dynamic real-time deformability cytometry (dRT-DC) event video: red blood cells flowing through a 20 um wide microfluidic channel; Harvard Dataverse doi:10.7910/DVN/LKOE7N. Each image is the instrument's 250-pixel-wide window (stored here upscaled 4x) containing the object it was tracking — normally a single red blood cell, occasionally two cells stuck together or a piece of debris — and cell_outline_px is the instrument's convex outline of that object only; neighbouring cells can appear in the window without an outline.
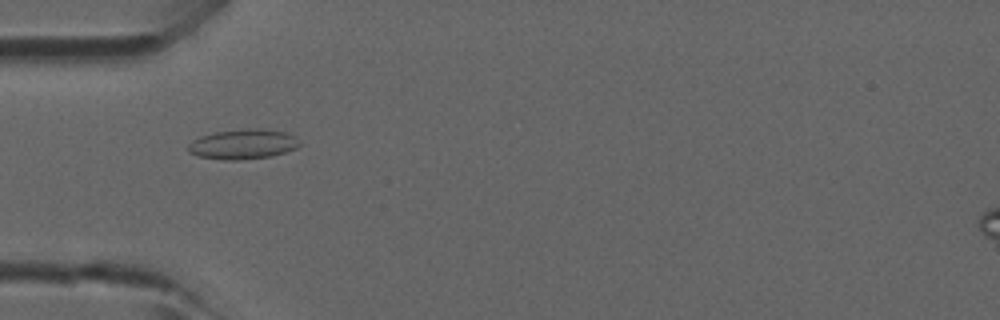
{"species": "common noctule bat (a hibernating species)", "species_latin": "Nyctalus noctula", "temperature_condition": "room temperature", "stored_images_in_passage": 27, "camera_frame_rate_fps": 3000, "um_per_image_px": 0.085, "animal": {"sex": "male", "forearm_length_mm": 52.5}, "frame": {"image": 1, "passage_image": 15, "time_ms": 4.667, "image_size_px": [1000, 320], "cell_outline_px": [[300, 144], [296, 148], [284, 152], [268, 156], [236, 160], [224, 160], [200, 156], [188, 152], [188, 144], [192, 140], [200, 136], [216, 132], [248, 128], [260, 128], [284, 132], [296, 136]], "centroid_in_image_um": [20.64, 12.24], "position_along_channel_um": 64.4, "area_um2": 19.25}}
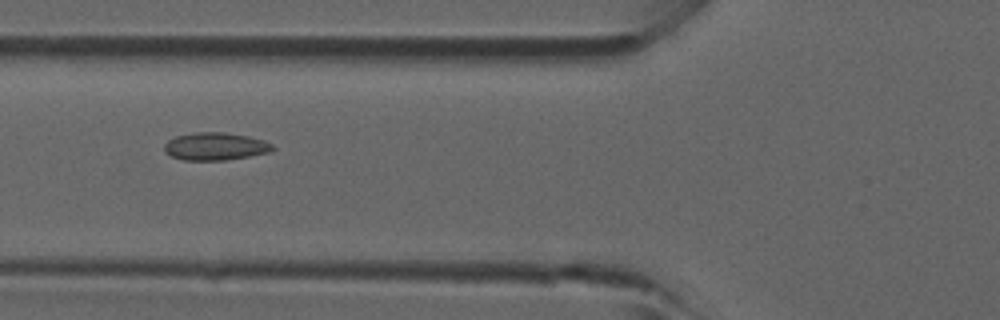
{"frame": {"image": 2, "passage_image": 18, "time_ms": 5.667, "image_size_px": [1000, 320], "cell_outline_px": [[276, 148], [272, 152], [224, 160], [184, 160], [172, 156], [164, 152], [164, 144], [168, 140], [176, 136], [192, 132], [224, 132], [248, 136], [264, 140], [272, 144]], "centroid_in_image_um": [18.31, 12.43], "position_along_channel_um": 107.5, "area_um2": 17.57}}
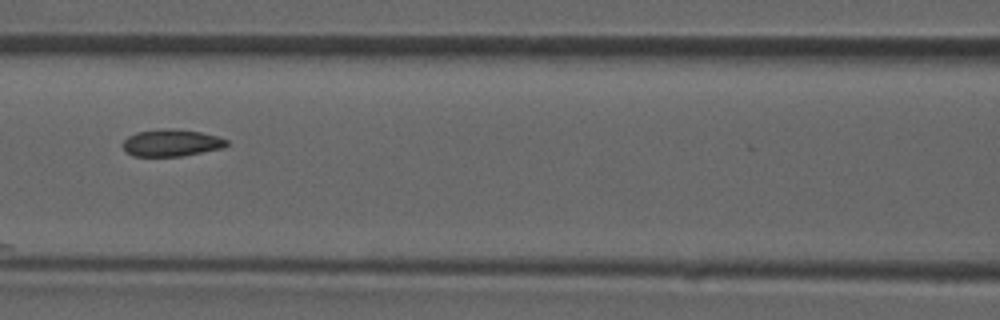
{"frame": {"image": 3, "passage_image": 21, "time_ms": 6.667, "image_size_px": [1000, 320], "cell_outline_px": [[228, 144], [224, 148], [184, 156], [132, 156], [124, 152], [120, 144], [128, 136], [136, 132], [168, 128], [200, 132], [216, 136], [228, 140]], "centroid_in_image_um": [14.53, 12.16], "position_along_channel_um": 152.1, "area_um2": 16.53}}